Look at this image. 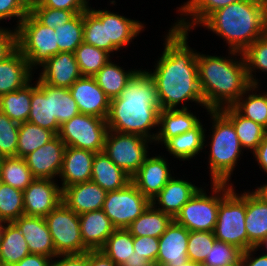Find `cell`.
<instances>
[{
    "label": "cell",
    "instance_id": "cell-1",
    "mask_svg": "<svg viewBox=\"0 0 267 266\" xmlns=\"http://www.w3.org/2000/svg\"><path fill=\"white\" fill-rule=\"evenodd\" d=\"M171 27L155 69L148 72L156 85L161 110L178 109L183 102L182 109H188L187 101L205 108L198 82V52L188 45V31Z\"/></svg>",
    "mask_w": 267,
    "mask_h": 266
},
{
    "label": "cell",
    "instance_id": "cell-2",
    "mask_svg": "<svg viewBox=\"0 0 267 266\" xmlns=\"http://www.w3.org/2000/svg\"><path fill=\"white\" fill-rule=\"evenodd\" d=\"M161 105L156 85L146 70L139 69L128 81L119 97L110 100L106 118L108 130L137 134L154 142ZM157 126V127H156Z\"/></svg>",
    "mask_w": 267,
    "mask_h": 266
},
{
    "label": "cell",
    "instance_id": "cell-3",
    "mask_svg": "<svg viewBox=\"0 0 267 266\" xmlns=\"http://www.w3.org/2000/svg\"><path fill=\"white\" fill-rule=\"evenodd\" d=\"M228 51L231 57L197 54L198 82L207 111L232 106L252 85L243 54Z\"/></svg>",
    "mask_w": 267,
    "mask_h": 266
},
{
    "label": "cell",
    "instance_id": "cell-4",
    "mask_svg": "<svg viewBox=\"0 0 267 266\" xmlns=\"http://www.w3.org/2000/svg\"><path fill=\"white\" fill-rule=\"evenodd\" d=\"M200 25L224 38L229 50L243 53L267 33V1L240 0L214 11Z\"/></svg>",
    "mask_w": 267,
    "mask_h": 266
},
{
    "label": "cell",
    "instance_id": "cell-5",
    "mask_svg": "<svg viewBox=\"0 0 267 266\" xmlns=\"http://www.w3.org/2000/svg\"><path fill=\"white\" fill-rule=\"evenodd\" d=\"M212 122L208 166L211 182L229 183L237 161L243 153L233 124L219 111L208 110ZM242 152V153H241Z\"/></svg>",
    "mask_w": 267,
    "mask_h": 266
},
{
    "label": "cell",
    "instance_id": "cell-6",
    "mask_svg": "<svg viewBox=\"0 0 267 266\" xmlns=\"http://www.w3.org/2000/svg\"><path fill=\"white\" fill-rule=\"evenodd\" d=\"M232 183L222 182V201L219 205L214 236L217 240L248 250V235L245 228L246 191L238 194Z\"/></svg>",
    "mask_w": 267,
    "mask_h": 266
},
{
    "label": "cell",
    "instance_id": "cell-7",
    "mask_svg": "<svg viewBox=\"0 0 267 266\" xmlns=\"http://www.w3.org/2000/svg\"><path fill=\"white\" fill-rule=\"evenodd\" d=\"M16 31L17 47L33 71L60 52L55 29L40 23L30 12Z\"/></svg>",
    "mask_w": 267,
    "mask_h": 266
},
{
    "label": "cell",
    "instance_id": "cell-8",
    "mask_svg": "<svg viewBox=\"0 0 267 266\" xmlns=\"http://www.w3.org/2000/svg\"><path fill=\"white\" fill-rule=\"evenodd\" d=\"M211 184V195L208 196L206 190L200 187L174 218L188 231H214L222 201V182Z\"/></svg>",
    "mask_w": 267,
    "mask_h": 266
},
{
    "label": "cell",
    "instance_id": "cell-9",
    "mask_svg": "<svg viewBox=\"0 0 267 266\" xmlns=\"http://www.w3.org/2000/svg\"><path fill=\"white\" fill-rule=\"evenodd\" d=\"M58 255L82 254L89 251L80 231L79 215L61 202L44 217Z\"/></svg>",
    "mask_w": 267,
    "mask_h": 266
},
{
    "label": "cell",
    "instance_id": "cell-10",
    "mask_svg": "<svg viewBox=\"0 0 267 266\" xmlns=\"http://www.w3.org/2000/svg\"><path fill=\"white\" fill-rule=\"evenodd\" d=\"M107 132L106 119L80 113L60 126L58 136L66 147L99 153L104 150Z\"/></svg>",
    "mask_w": 267,
    "mask_h": 266
},
{
    "label": "cell",
    "instance_id": "cell-11",
    "mask_svg": "<svg viewBox=\"0 0 267 266\" xmlns=\"http://www.w3.org/2000/svg\"><path fill=\"white\" fill-rule=\"evenodd\" d=\"M153 141L137 134L108 130L103 152L131 177L149 156L148 143Z\"/></svg>",
    "mask_w": 267,
    "mask_h": 266
},
{
    "label": "cell",
    "instance_id": "cell-12",
    "mask_svg": "<svg viewBox=\"0 0 267 266\" xmlns=\"http://www.w3.org/2000/svg\"><path fill=\"white\" fill-rule=\"evenodd\" d=\"M151 204L131 181L124 188L108 191L102 210L116 229L127 228Z\"/></svg>",
    "mask_w": 267,
    "mask_h": 266
},
{
    "label": "cell",
    "instance_id": "cell-13",
    "mask_svg": "<svg viewBox=\"0 0 267 266\" xmlns=\"http://www.w3.org/2000/svg\"><path fill=\"white\" fill-rule=\"evenodd\" d=\"M55 180L35 178L23 191L24 215L47 216L62 202V189Z\"/></svg>",
    "mask_w": 267,
    "mask_h": 266
},
{
    "label": "cell",
    "instance_id": "cell-14",
    "mask_svg": "<svg viewBox=\"0 0 267 266\" xmlns=\"http://www.w3.org/2000/svg\"><path fill=\"white\" fill-rule=\"evenodd\" d=\"M66 145L56 135L52 140L24 157L34 178L51 179L60 175Z\"/></svg>",
    "mask_w": 267,
    "mask_h": 266
},
{
    "label": "cell",
    "instance_id": "cell-15",
    "mask_svg": "<svg viewBox=\"0 0 267 266\" xmlns=\"http://www.w3.org/2000/svg\"><path fill=\"white\" fill-rule=\"evenodd\" d=\"M69 91L81 114L107 118L110 99L93 77L82 76L70 86Z\"/></svg>",
    "mask_w": 267,
    "mask_h": 266
},
{
    "label": "cell",
    "instance_id": "cell-16",
    "mask_svg": "<svg viewBox=\"0 0 267 266\" xmlns=\"http://www.w3.org/2000/svg\"><path fill=\"white\" fill-rule=\"evenodd\" d=\"M166 160L160 155L149 156L131 177L137 189L151 202L173 177Z\"/></svg>",
    "mask_w": 267,
    "mask_h": 266
},
{
    "label": "cell",
    "instance_id": "cell-17",
    "mask_svg": "<svg viewBox=\"0 0 267 266\" xmlns=\"http://www.w3.org/2000/svg\"><path fill=\"white\" fill-rule=\"evenodd\" d=\"M189 231L175 220L159 237V251L155 266H180L188 260Z\"/></svg>",
    "mask_w": 267,
    "mask_h": 266
},
{
    "label": "cell",
    "instance_id": "cell-18",
    "mask_svg": "<svg viewBox=\"0 0 267 266\" xmlns=\"http://www.w3.org/2000/svg\"><path fill=\"white\" fill-rule=\"evenodd\" d=\"M39 79L50 86L70 88L82 77L75 55L72 52H59L52 56L43 65Z\"/></svg>",
    "mask_w": 267,
    "mask_h": 266
},
{
    "label": "cell",
    "instance_id": "cell-19",
    "mask_svg": "<svg viewBox=\"0 0 267 266\" xmlns=\"http://www.w3.org/2000/svg\"><path fill=\"white\" fill-rule=\"evenodd\" d=\"M23 234L30 254L57 256L53 240L44 217L21 215L13 222Z\"/></svg>",
    "mask_w": 267,
    "mask_h": 266
},
{
    "label": "cell",
    "instance_id": "cell-20",
    "mask_svg": "<svg viewBox=\"0 0 267 266\" xmlns=\"http://www.w3.org/2000/svg\"><path fill=\"white\" fill-rule=\"evenodd\" d=\"M102 22H106L107 41L117 50L127 46L145 28L142 22L109 10L89 8Z\"/></svg>",
    "mask_w": 267,
    "mask_h": 266
},
{
    "label": "cell",
    "instance_id": "cell-21",
    "mask_svg": "<svg viewBox=\"0 0 267 266\" xmlns=\"http://www.w3.org/2000/svg\"><path fill=\"white\" fill-rule=\"evenodd\" d=\"M106 193L103 188L91 180L63 188L62 202L80 215L102 209Z\"/></svg>",
    "mask_w": 267,
    "mask_h": 266
},
{
    "label": "cell",
    "instance_id": "cell-22",
    "mask_svg": "<svg viewBox=\"0 0 267 266\" xmlns=\"http://www.w3.org/2000/svg\"><path fill=\"white\" fill-rule=\"evenodd\" d=\"M95 153L89 150L67 146L59 175L61 189L73 184L91 181L92 163Z\"/></svg>",
    "mask_w": 267,
    "mask_h": 266
},
{
    "label": "cell",
    "instance_id": "cell-23",
    "mask_svg": "<svg viewBox=\"0 0 267 266\" xmlns=\"http://www.w3.org/2000/svg\"><path fill=\"white\" fill-rule=\"evenodd\" d=\"M175 178L173 176L151 202L157 209L173 218L200 188L188 180Z\"/></svg>",
    "mask_w": 267,
    "mask_h": 266
},
{
    "label": "cell",
    "instance_id": "cell-24",
    "mask_svg": "<svg viewBox=\"0 0 267 266\" xmlns=\"http://www.w3.org/2000/svg\"><path fill=\"white\" fill-rule=\"evenodd\" d=\"M245 228L248 249L267 237V200L257 189L246 191Z\"/></svg>",
    "mask_w": 267,
    "mask_h": 266
},
{
    "label": "cell",
    "instance_id": "cell-25",
    "mask_svg": "<svg viewBox=\"0 0 267 266\" xmlns=\"http://www.w3.org/2000/svg\"><path fill=\"white\" fill-rule=\"evenodd\" d=\"M32 72L27 59L17 48L0 62V96L22 89L32 80Z\"/></svg>",
    "mask_w": 267,
    "mask_h": 266
},
{
    "label": "cell",
    "instance_id": "cell-26",
    "mask_svg": "<svg viewBox=\"0 0 267 266\" xmlns=\"http://www.w3.org/2000/svg\"><path fill=\"white\" fill-rule=\"evenodd\" d=\"M84 245L89 250L101 249L116 229L102 209L79 215Z\"/></svg>",
    "mask_w": 267,
    "mask_h": 266
},
{
    "label": "cell",
    "instance_id": "cell-27",
    "mask_svg": "<svg viewBox=\"0 0 267 266\" xmlns=\"http://www.w3.org/2000/svg\"><path fill=\"white\" fill-rule=\"evenodd\" d=\"M199 122V117L197 118L189 109L160 110L158 131L154 142L164 144L171 137L193 129Z\"/></svg>",
    "mask_w": 267,
    "mask_h": 266
},
{
    "label": "cell",
    "instance_id": "cell-28",
    "mask_svg": "<svg viewBox=\"0 0 267 266\" xmlns=\"http://www.w3.org/2000/svg\"><path fill=\"white\" fill-rule=\"evenodd\" d=\"M91 180L108 192L124 188L131 182V176L102 151L95 153Z\"/></svg>",
    "mask_w": 267,
    "mask_h": 266
},
{
    "label": "cell",
    "instance_id": "cell-29",
    "mask_svg": "<svg viewBox=\"0 0 267 266\" xmlns=\"http://www.w3.org/2000/svg\"><path fill=\"white\" fill-rule=\"evenodd\" d=\"M238 1L240 0H188L178 8L177 12L180 11L179 13L183 17H180L173 25L181 30L190 32L214 11ZM187 18L189 19L187 20Z\"/></svg>",
    "mask_w": 267,
    "mask_h": 266
},
{
    "label": "cell",
    "instance_id": "cell-30",
    "mask_svg": "<svg viewBox=\"0 0 267 266\" xmlns=\"http://www.w3.org/2000/svg\"><path fill=\"white\" fill-rule=\"evenodd\" d=\"M206 129L203 128L201 121L191 130L187 132L171 137L168 139L164 146L174 158L185 161L196 157L201 150L206 148Z\"/></svg>",
    "mask_w": 267,
    "mask_h": 266
},
{
    "label": "cell",
    "instance_id": "cell-31",
    "mask_svg": "<svg viewBox=\"0 0 267 266\" xmlns=\"http://www.w3.org/2000/svg\"><path fill=\"white\" fill-rule=\"evenodd\" d=\"M37 87L46 97H50L51 121H57L61 126L64 122L80 114L69 88L53 87L43 83L39 78Z\"/></svg>",
    "mask_w": 267,
    "mask_h": 266
},
{
    "label": "cell",
    "instance_id": "cell-32",
    "mask_svg": "<svg viewBox=\"0 0 267 266\" xmlns=\"http://www.w3.org/2000/svg\"><path fill=\"white\" fill-rule=\"evenodd\" d=\"M232 124L243 149L254 152L262 139L267 135V129L250 119L240 115L232 106L219 110Z\"/></svg>",
    "mask_w": 267,
    "mask_h": 266
},
{
    "label": "cell",
    "instance_id": "cell-33",
    "mask_svg": "<svg viewBox=\"0 0 267 266\" xmlns=\"http://www.w3.org/2000/svg\"><path fill=\"white\" fill-rule=\"evenodd\" d=\"M31 83L32 80L22 89L0 96V111L18 124L28 121L32 91L37 87V80L35 85Z\"/></svg>",
    "mask_w": 267,
    "mask_h": 266
},
{
    "label": "cell",
    "instance_id": "cell-34",
    "mask_svg": "<svg viewBox=\"0 0 267 266\" xmlns=\"http://www.w3.org/2000/svg\"><path fill=\"white\" fill-rule=\"evenodd\" d=\"M174 218L159 209L152 203L126 229L133 236H151L159 238L171 224Z\"/></svg>",
    "mask_w": 267,
    "mask_h": 266
},
{
    "label": "cell",
    "instance_id": "cell-35",
    "mask_svg": "<svg viewBox=\"0 0 267 266\" xmlns=\"http://www.w3.org/2000/svg\"><path fill=\"white\" fill-rule=\"evenodd\" d=\"M138 70H124L111 59L93 76L98 86L112 100L119 97L128 81Z\"/></svg>",
    "mask_w": 267,
    "mask_h": 266
},
{
    "label": "cell",
    "instance_id": "cell-36",
    "mask_svg": "<svg viewBox=\"0 0 267 266\" xmlns=\"http://www.w3.org/2000/svg\"><path fill=\"white\" fill-rule=\"evenodd\" d=\"M28 244L18 227L13 223H5L0 245V263L12 266L29 255Z\"/></svg>",
    "mask_w": 267,
    "mask_h": 266
},
{
    "label": "cell",
    "instance_id": "cell-37",
    "mask_svg": "<svg viewBox=\"0 0 267 266\" xmlns=\"http://www.w3.org/2000/svg\"><path fill=\"white\" fill-rule=\"evenodd\" d=\"M258 88L259 85H251L232 107L243 117L267 129V92L257 94Z\"/></svg>",
    "mask_w": 267,
    "mask_h": 266
},
{
    "label": "cell",
    "instance_id": "cell-38",
    "mask_svg": "<svg viewBox=\"0 0 267 266\" xmlns=\"http://www.w3.org/2000/svg\"><path fill=\"white\" fill-rule=\"evenodd\" d=\"M56 134L31 122L19 124L17 157L24 158L29 153L52 140Z\"/></svg>",
    "mask_w": 267,
    "mask_h": 266
},
{
    "label": "cell",
    "instance_id": "cell-39",
    "mask_svg": "<svg viewBox=\"0 0 267 266\" xmlns=\"http://www.w3.org/2000/svg\"><path fill=\"white\" fill-rule=\"evenodd\" d=\"M24 158L4 157L0 167V182L24 191L34 180Z\"/></svg>",
    "mask_w": 267,
    "mask_h": 266
},
{
    "label": "cell",
    "instance_id": "cell-40",
    "mask_svg": "<svg viewBox=\"0 0 267 266\" xmlns=\"http://www.w3.org/2000/svg\"><path fill=\"white\" fill-rule=\"evenodd\" d=\"M100 250L121 266L134 254L133 235L125 228L115 229Z\"/></svg>",
    "mask_w": 267,
    "mask_h": 266
},
{
    "label": "cell",
    "instance_id": "cell-41",
    "mask_svg": "<svg viewBox=\"0 0 267 266\" xmlns=\"http://www.w3.org/2000/svg\"><path fill=\"white\" fill-rule=\"evenodd\" d=\"M82 76L93 77L111 58L110 53L82 42L74 52Z\"/></svg>",
    "mask_w": 267,
    "mask_h": 266
},
{
    "label": "cell",
    "instance_id": "cell-42",
    "mask_svg": "<svg viewBox=\"0 0 267 266\" xmlns=\"http://www.w3.org/2000/svg\"><path fill=\"white\" fill-rule=\"evenodd\" d=\"M83 42L110 54L117 51L107 41L106 22H102L90 9L83 12Z\"/></svg>",
    "mask_w": 267,
    "mask_h": 266
},
{
    "label": "cell",
    "instance_id": "cell-43",
    "mask_svg": "<svg viewBox=\"0 0 267 266\" xmlns=\"http://www.w3.org/2000/svg\"><path fill=\"white\" fill-rule=\"evenodd\" d=\"M57 44L60 52H75L83 42V12L76 14L65 24L55 28Z\"/></svg>",
    "mask_w": 267,
    "mask_h": 266
},
{
    "label": "cell",
    "instance_id": "cell-44",
    "mask_svg": "<svg viewBox=\"0 0 267 266\" xmlns=\"http://www.w3.org/2000/svg\"><path fill=\"white\" fill-rule=\"evenodd\" d=\"M27 122L49 129L56 135L60 130L58 122L51 121L50 97H46L38 87L32 91L31 110Z\"/></svg>",
    "mask_w": 267,
    "mask_h": 266
},
{
    "label": "cell",
    "instance_id": "cell-45",
    "mask_svg": "<svg viewBox=\"0 0 267 266\" xmlns=\"http://www.w3.org/2000/svg\"><path fill=\"white\" fill-rule=\"evenodd\" d=\"M24 215L23 191L0 182V221L11 223Z\"/></svg>",
    "mask_w": 267,
    "mask_h": 266
},
{
    "label": "cell",
    "instance_id": "cell-46",
    "mask_svg": "<svg viewBox=\"0 0 267 266\" xmlns=\"http://www.w3.org/2000/svg\"><path fill=\"white\" fill-rule=\"evenodd\" d=\"M247 74L252 85H260L256 75L258 69L267 72V33L256 39L243 53Z\"/></svg>",
    "mask_w": 267,
    "mask_h": 266
},
{
    "label": "cell",
    "instance_id": "cell-47",
    "mask_svg": "<svg viewBox=\"0 0 267 266\" xmlns=\"http://www.w3.org/2000/svg\"><path fill=\"white\" fill-rule=\"evenodd\" d=\"M242 252L237 246L216 239L202 265L230 266L239 264Z\"/></svg>",
    "mask_w": 267,
    "mask_h": 266
},
{
    "label": "cell",
    "instance_id": "cell-48",
    "mask_svg": "<svg viewBox=\"0 0 267 266\" xmlns=\"http://www.w3.org/2000/svg\"><path fill=\"white\" fill-rule=\"evenodd\" d=\"M216 237L209 231H189L187 243L188 260L203 263L209 254Z\"/></svg>",
    "mask_w": 267,
    "mask_h": 266
},
{
    "label": "cell",
    "instance_id": "cell-49",
    "mask_svg": "<svg viewBox=\"0 0 267 266\" xmlns=\"http://www.w3.org/2000/svg\"><path fill=\"white\" fill-rule=\"evenodd\" d=\"M19 124L0 111V153L4 157L17 156Z\"/></svg>",
    "mask_w": 267,
    "mask_h": 266
},
{
    "label": "cell",
    "instance_id": "cell-50",
    "mask_svg": "<svg viewBox=\"0 0 267 266\" xmlns=\"http://www.w3.org/2000/svg\"><path fill=\"white\" fill-rule=\"evenodd\" d=\"M29 12L43 25L55 29L57 25L70 21L76 13L74 11L43 7L38 1L30 4Z\"/></svg>",
    "mask_w": 267,
    "mask_h": 266
},
{
    "label": "cell",
    "instance_id": "cell-51",
    "mask_svg": "<svg viewBox=\"0 0 267 266\" xmlns=\"http://www.w3.org/2000/svg\"><path fill=\"white\" fill-rule=\"evenodd\" d=\"M30 4L26 0H0V21L17 18L15 29L27 16Z\"/></svg>",
    "mask_w": 267,
    "mask_h": 266
},
{
    "label": "cell",
    "instance_id": "cell-52",
    "mask_svg": "<svg viewBox=\"0 0 267 266\" xmlns=\"http://www.w3.org/2000/svg\"><path fill=\"white\" fill-rule=\"evenodd\" d=\"M133 248L136 254L143 256L155 266L159 251V238L151 236H133Z\"/></svg>",
    "mask_w": 267,
    "mask_h": 266
},
{
    "label": "cell",
    "instance_id": "cell-53",
    "mask_svg": "<svg viewBox=\"0 0 267 266\" xmlns=\"http://www.w3.org/2000/svg\"><path fill=\"white\" fill-rule=\"evenodd\" d=\"M43 7L82 13L90 8L89 0H37Z\"/></svg>",
    "mask_w": 267,
    "mask_h": 266
},
{
    "label": "cell",
    "instance_id": "cell-54",
    "mask_svg": "<svg viewBox=\"0 0 267 266\" xmlns=\"http://www.w3.org/2000/svg\"><path fill=\"white\" fill-rule=\"evenodd\" d=\"M0 27V62L9 57L17 47L16 29Z\"/></svg>",
    "mask_w": 267,
    "mask_h": 266
},
{
    "label": "cell",
    "instance_id": "cell-55",
    "mask_svg": "<svg viewBox=\"0 0 267 266\" xmlns=\"http://www.w3.org/2000/svg\"><path fill=\"white\" fill-rule=\"evenodd\" d=\"M51 266H88V251L82 254L58 255ZM60 258V259H58Z\"/></svg>",
    "mask_w": 267,
    "mask_h": 266
},
{
    "label": "cell",
    "instance_id": "cell-56",
    "mask_svg": "<svg viewBox=\"0 0 267 266\" xmlns=\"http://www.w3.org/2000/svg\"><path fill=\"white\" fill-rule=\"evenodd\" d=\"M258 251L255 247L249 248L246 251L242 252L241 256V266H267V255L263 253V255L254 257L252 253Z\"/></svg>",
    "mask_w": 267,
    "mask_h": 266
},
{
    "label": "cell",
    "instance_id": "cell-57",
    "mask_svg": "<svg viewBox=\"0 0 267 266\" xmlns=\"http://www.w3.org/2000/svg\"><path fill=\"white\" fill-rule=\"evenodd\" d=\"M53 258L46 257L40 254H29L20 262L12 266H51Z\"/></svg>",
    "mask_w": 267,
    "mask_h": 266
},
{
    "label": "cell",
    "instance_id": "cell-58",
    "mask_svg": "<svg viewBox=\"0 0 267 266\" xmlns=\"http://www.w3.org/2000/svg\"><path fill=\"white\" fill-rule=\"evenodd\" d=\"M88 266H117L103 251H88Z\"/></svg>",
    "mask_w": 267,
    "mask_h": 266
},
{
    "label": "cell",
    "instance_id": "cell-59",
    "mask_svg": "<svg viewBox=\"0 0 267 266\" xmlns=\"http://www.w3.org/2000/svg\"><path fill=\"white\" fill-rule=\"evenodd\" d=\"M253 155L259 165L267 173V135L262 139L258 148L253 152Z\"/></svg>",
    "mask_w": 267,
    "mask_h": 266
},
{
    "label": "cell",
    "instance_id": "cell-60",
    "mask_svg": "<svg viewBox=\"0 0 267 266\" xmlns=\"http://www.w3.org/2000/svg\"><path fill=\"white\" fill-rule=\"evenodd\" d=\"M121 266H154L150 261H148L143 256H139L136 254V251H134V254L130 258H128L125 263H123Z\"/></svg>",
    "mask_w": 267,
    "mask_h": 266
},
{
    "label": "cell",
    "instance_id": "cell-61",
    "mask_svg": "<svg viewBox=\"0 0 267 266\" xmlns=\"http://www.w3.org/2000/svg\"><path fill=\"white\" fill-rule=\"evenodd\" d=\"M267 200V184L260 185V187L256 188Z\"/></svg>",
    "mask_w": 267,
    "mask_h": 266
},
{
    "label": "cell",
    "instance_id": "cell-62",
    "mask_svg": "<svg viewBox=\"0 0 267 266\" xmlns=\"http://www.w3.org/2000/svg\"><path fill=\"white\" fill-rule=\"evenodd\" d=\"M180 266H203V265H202V263H199V262L187 260L185 263L181 264Z\"/></svg>",
    "mask_w": 267,
    "mask_h": 266
},
{
    "label": "cell",
    "instance_id": "cell-63",
    "mask_svg": "<svg viewBox=\"0 0 267 266\" xmlns=\"http://www.w3.org/2000/svg\"><path fill=\"white\" fill-rule=\"evenodd\" d=\"M264 246L265 248H267V237L263 240H261L256 246V249H260V247ZM267 250V249H266ZM267 255V253L265 254Z\"/></svg>",
    "mask_w": 267,
    "mask_h": 266
},
{
    "label": "cell",
    "instance_id": "cell-64",
    "mask_svg": "<svg viewBox=\"0 0 267 266\" xmlns=\"http://www.w3.org/2000/svg\"><path fill=\"white\" fill-rule=\"evenodd\" d=\"M6 222H2L0 221V245H1V242H2V237H3V230H4V225H5Z\"/></svg>",
    "mask_w": 267,
    "mask_h": 266
},
{
    "label": "cell",
    "instance_id": "cell-65",
    "mask_svg": "<svg viewBox=\"0 0 267 266\" xmlns=\"http://www.w3.org/2000/svg\"><path fill=\"white\" fill-rule=\"evenodd\" d=\"M3 159H4V156L0 153V167L2 165Z\"/></svg>",
    "mask_w": 267,
    "mask_h": 266
},
{
    "label": "cell",
    "instance_id": "cell-66",
    "mask_svg": "<svg viewBox=\"0 0 267 266\" xmlns=\"http://www.w3.org/2000/svg\"><path fill=\"white\" fill-rule=\"evenodd\" d=\"M29 4H31V3H33V2H35V1H37V0H26Z\"/></svg>",
    "mask_w": 267,
    "mask_h": 266
},
{
    "label": "cell",
    "instance_id": "cell-67",
    "mask_svg": "<svg viewBox=\"0 0 267 266\" xmlns=\"http://www.w3.org/2000/svg\"><path fill=\"white\" fill-rule=\"evenodd\" d=\"M230 266H241V263L235 264V265H230Z\"/></svg>",
    "mask_w": 267,
    "mask_h": 266
}]
</instances>
